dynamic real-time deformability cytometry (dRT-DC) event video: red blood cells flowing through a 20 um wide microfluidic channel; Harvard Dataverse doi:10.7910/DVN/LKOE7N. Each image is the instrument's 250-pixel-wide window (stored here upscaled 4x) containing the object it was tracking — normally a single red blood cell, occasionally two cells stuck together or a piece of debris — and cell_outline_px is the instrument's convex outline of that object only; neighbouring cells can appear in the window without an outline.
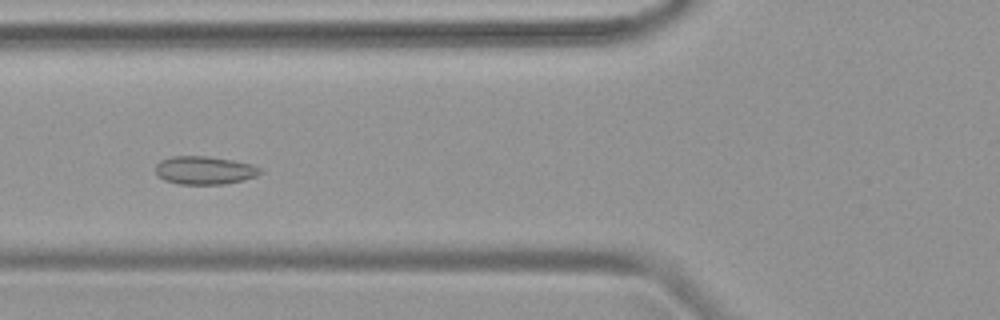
{"species": "common noctule bat (a hibernating species)", "species_latin": "Nyctalus noctula", "temperature_condition": "warm", "stored_images_in_passage": 46, "camera_frame_rate_fps": 3000, "um_per_image_px": 0.085, "animal": {"sex": "female", "body_mass_g": 19.9}, "frame": {"image": 1, "passage_image": 17, "time_ms": 5.333, "image_size_px": [1000, 320], "cell_outline_px": [[264, 172], [256, 176], [244, 180], [224, 184], [180, 184], [164, 180], [156, 176], [156, 164], [160, 160], [172, 156], [208, 156], [232, 160], [252, 164], [260, 168]], "centroid_in_image_um": [17.38, 14.47], "position_along_channel_um": 108.4, "area_um2": 17.34}}
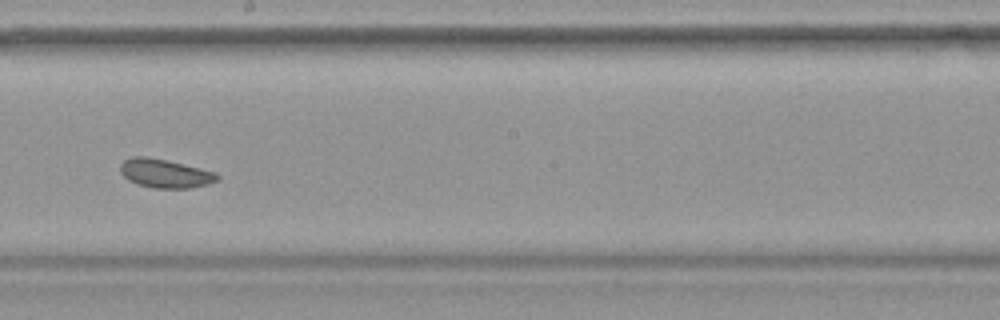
{"frame": {"image": 2, "passage_image": 26, "time_ms": 8.333, "image_size_px": [1000, 320], "cell_outline_px": [[220, 176], [216, 180], [208, 184], [188, 188], [156, 188], [136, 184], [128, 180], [120, 172], [120, 164], [124, 160], [132, 156], [148, 156], [168, 160], [216, 172]], "centroid_in_image_um": [14.0, 14.73], "position_along_channel_um": 234.2, "area_um2": 16.3}}
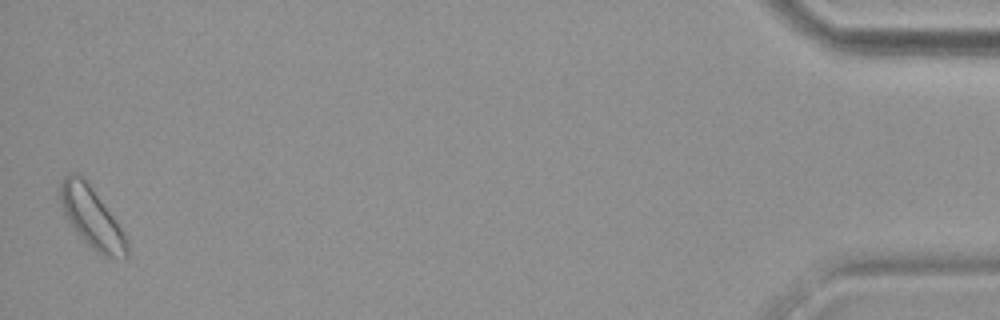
{"frame": {"image": 3, "passage_image": 46, "time_ms": 15.0, "image_size_px": [1000, 320], "cell_outline_px": [[128, 256], [124, 260], [104, 256], [88, 244], [80, 236], [64, 216], [56, 196], [56, 188], [64, 176], [72, 172], [76, 172], [88, 180], [116, 220], [128, 240]], "centroid_in_image_um": [7.74, 18.42], "position_along_channel_um": 427.5, "area_um2": 24.33}}